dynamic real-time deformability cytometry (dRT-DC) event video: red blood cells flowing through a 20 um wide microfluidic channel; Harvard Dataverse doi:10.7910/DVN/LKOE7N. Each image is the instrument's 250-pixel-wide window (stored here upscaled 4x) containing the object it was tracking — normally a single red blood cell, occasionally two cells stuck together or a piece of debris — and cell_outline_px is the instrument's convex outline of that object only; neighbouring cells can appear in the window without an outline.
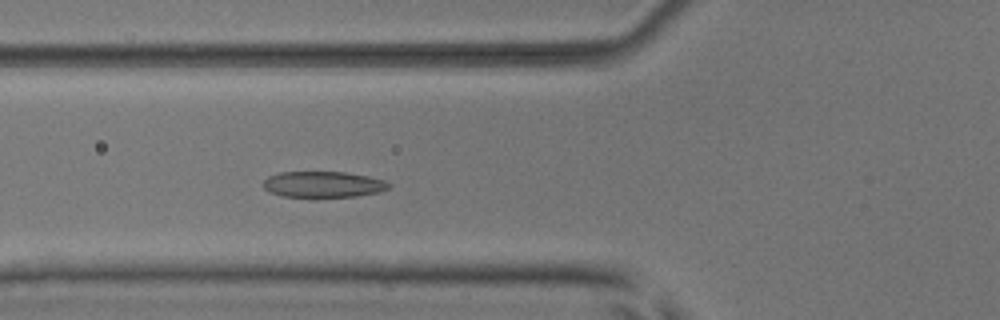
{"species": "common noctule bat (a hibernating species)", "species_latin": "Nyctalus noctula", "temperature_condition": "room temperature", "stored_images_in_passage": 5, "camera_frame_rate_fps": 3000, "um_per_image_px": 0.085, "animal": {"sex": "male", "body_mass_g": 17.9, "forearm_length_mm": 54.2}, "frame": {"image": 1, "passage_image": 5, "time_ms": 4.333, "image_size_px": [1000, 320], "cell_outline_px": [[392, 184], [388, 188], [380, 192], [356, 196], [284, 196], [268, 192], [264, 188], [264, 180], [268, 176], [280, 172], [344, 172], [368, 176], [384, 180]], "centroid_in_image_um": [27.48, 15.66], "position_along_channel_um": 98.3, "area_um2": 18.84}}